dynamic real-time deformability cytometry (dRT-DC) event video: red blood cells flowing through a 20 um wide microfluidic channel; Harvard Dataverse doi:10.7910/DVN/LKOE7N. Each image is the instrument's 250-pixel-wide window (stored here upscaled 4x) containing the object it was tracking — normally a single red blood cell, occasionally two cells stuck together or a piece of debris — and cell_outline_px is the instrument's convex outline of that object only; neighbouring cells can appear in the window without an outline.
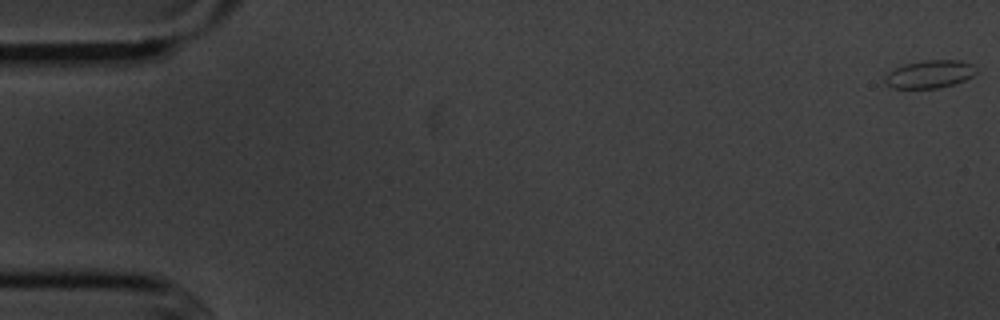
{"species": "common noctule bat (a hibernating species)", "species_latin": "Nyctalus noctula", "temperature_condition": "cold", "stored_images_in_passage": 6, "camera_frame_rate_fps": 3000, "um_per_image_px": 0.085, "animal": {"sex": "male", "body_mass_g": 20.1, "forearm_length_mm": 53.5}, "frame": {"image": 1, "passage_image": 1, "time_ms": 0.0, "image_size_px": [1000, 320], "cell_outline_px": [[976, 72], [972, 76], [956, 84], [936, 88], [892, 88], [884, 84], [884, 76], [888, 72], [904, 64], [924, 60], [960, 60], [972, 64]], "centroid_in_image_um": [78.98, 6.31], "position_along_channel_um": 6.0, "area_um2": 14.85}}
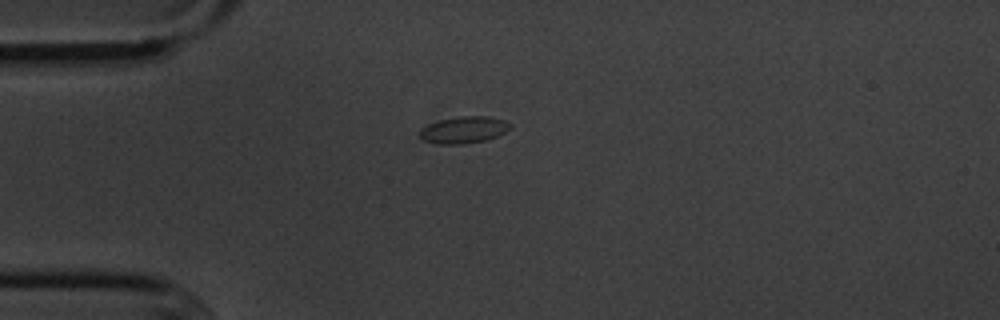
{"frame": {"image": 2, "passage_image": 5, "time_ms": 4.667, "image_size_px": [1000, 320], "cell_outline_px": [[512, 128], [488, 140], [464, 144], [436, 144], [420, 140], [416, 136], [416, 132], [420, 128], [428, 124], [440, 120], [460, 116], [488, 116], [504, 120], [512, 124]], "centroid_in_image_um": [39.35, 11.05], "position_along_channel_um": 45.7, "area_um2": 14.57}}
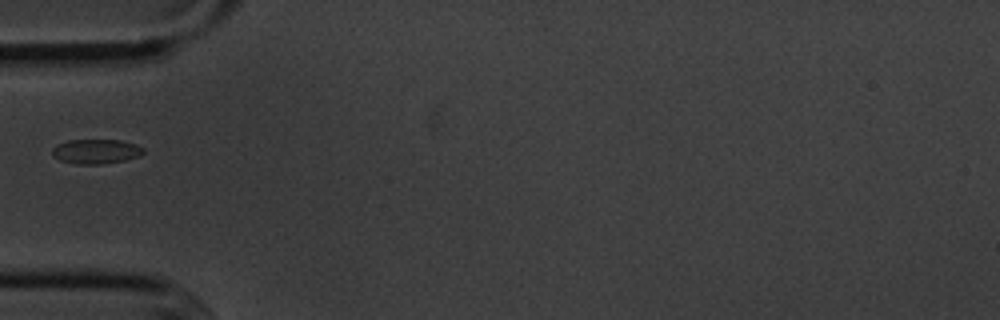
{"frame": {"image": 3, "passage_image": 6, "time_ms": 6.0, "image_size_px": [1000, 320], "cell_outline_px": [[144, 152], [140, 156], [124, 160], [100, 164], [76, 164], [60, 160], [52, 156], [52, 148], [56, 144], [68, 140], [120, 140], [136, 144], [144, 148]], "centroid_in_image_um": [8.14, 12.87], "position_along_channel_um": 76.9, "area_um2": 13.12}}